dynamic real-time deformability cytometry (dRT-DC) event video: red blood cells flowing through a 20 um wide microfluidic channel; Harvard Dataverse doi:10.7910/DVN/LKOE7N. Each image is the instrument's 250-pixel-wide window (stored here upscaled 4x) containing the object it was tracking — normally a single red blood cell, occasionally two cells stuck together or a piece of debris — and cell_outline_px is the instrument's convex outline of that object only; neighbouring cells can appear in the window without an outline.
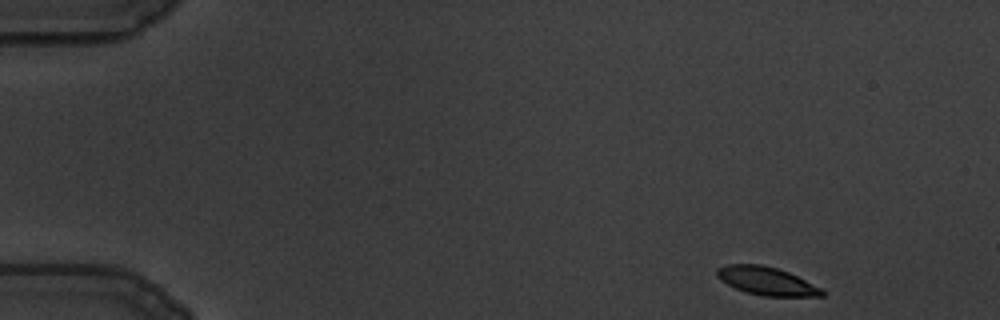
{"species": "common noctule bat (a hibernating species)", "species_latin": "Nyctalus noctula", "temperature_condition": "warm", "stored_images_in_passage": 54, "camera_frame_rate_fps": 3000, "um_per_image_px": 0.085, "animal": {"sex": "male", "body_mass_g": 19.5, "forearm_length_mm": 54.6}, "frame": {"image": 1, "passage_image": 1, "time_ms": 0.0, "image_size_px": [1000, 320], "cell_outline_px": [[824, 296], [764, 296], [748, 292], [736, 288], [720, 280], [716, 276], [716, 268], [728, 264], [760, 264], [776, 268], [788, 272], [820, 288], [824, 292]], "centroid_in_image_um": [65.11, 23.87], "position_along_channel_um": 19.9, "area_um2": 16.94}}
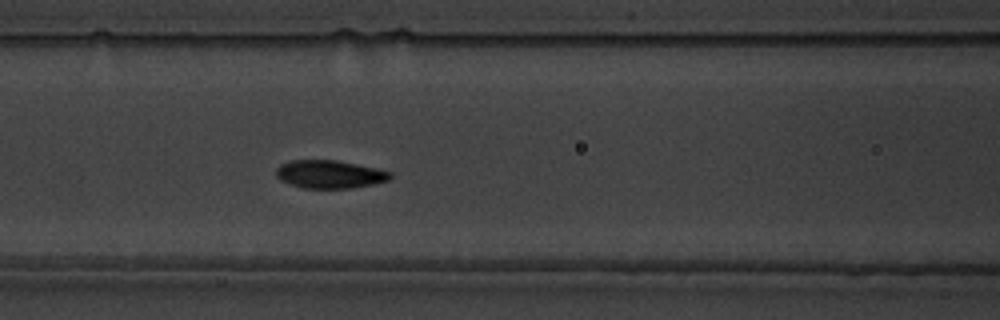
{"frame": {"image": 2, "passage_image": 21, "time_ms": 6.667, "image_size_px": [1000, 320], "cell_outline_px": [[392, 176], [388, 180], [376, 184], [352, 188], [304, 188], [288, 184], [280, 180], [276, 176], [276, 168], [280, 164], [292, 160], [336, 160], [376, 168], [392, 172]], "centroid_in_image_um": [28.01, 14.82], "position_along_channel_um": 138.6, "area_um2": 18.79}}
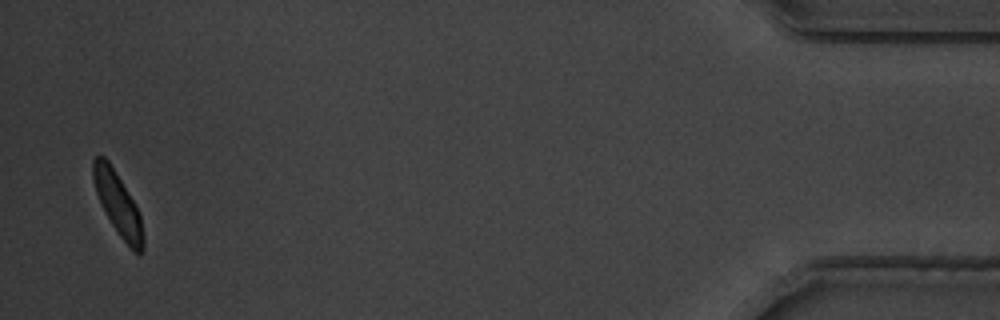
{"frame": {"image": 3, "passage_image": 53, "time_ms": 17.333, "image_size_px": [1000, 320], "cell_outline_px": [[144, 252], [136, 252], [120, 236], [112, 224], [96, 192], [92, 176], [92, 160], [96, 156], [104, 156], [108, 160], [136, 204], [140, 216], [144, 240]], "centroid_in_image_um": [10.02, 17.29], "position_along_channel_um": 425.2, "area_um2": 17.8}, "authors_computed_cell_mechanics": {"area_um2": 18.3226, "velocity_mm_per_s": 3.4191, "shape_relaxation_time_tau1_ms": 3.539, "shape_relaxation_time_tau2_ms": 1.7508, "deformation_change_tau1": 0.1696, "deformation_change_tau2": 0.0539}}